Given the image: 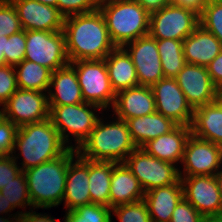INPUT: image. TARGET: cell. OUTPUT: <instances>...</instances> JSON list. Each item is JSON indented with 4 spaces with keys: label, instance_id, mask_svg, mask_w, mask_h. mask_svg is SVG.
<instances>
[{
    "label": "cell",
    "instance_id": "obj_20",
    "mask_svg": "<svg viewBox=\"0 0 222 222\" xmlns=\"http://www.w3.org/2000/svg\"><path fill=\"white\" fill-rule=\"evenodd\" d=\"M54 87L53 93L51 88ZM49 106L74 105L84 102L75 68L69 63L51 73L48 90Z\"/></svg>",
    "mask_w": 222,
    "mask_h": 222
},
{
    "label": "cell",
    "instance_id": "obj_10",
    "mask_svg": "<svg viewBox=\"0 0 222 222\" xmlns=\"http://www.w3.org/2000/svg\"><path fill=\"white\" fill-rule=\"evenodd\" d=\"M25 60L45 66L52 72L68 65L63 31H26Z\"/></svg>",
    "mask_w": 222,
    "mask_h": 222
},
{
    "label": "cell",
    "instance_id": "obj_23",
    "mask_svg": "<svg viewBox=\"0 0 222 222\" xmlns=\"http://www.w3.org/2000/svg\"><path fill=\"white\" fill-rule=\"evenodd\" d=\"M182 198L183 187L179 181L145 192L143 200L152 222H170L172 213Z\"/></svg>",
    "mask_w": 222,
    "mask_h": 222
},
{
    "label": "cell",
    "instance_id": "obj_18",
    "mask_svg": "<svg viewBox=\"0 0 222 222\" xmlns=\"http://www.w3.org/2000/svg\"><path fill=\"white\" fill-rule=\"evenodd\" d=\"M112 107L117 118L124 121L153 114L156 112L153 90L149 86L137 85L119 91Z\"/></svg>",
    "mask_w": 222,
    "mask_h": 222
},
{
    "label": "cell",
    "instance_id": "obj_38",
    "mask_svg": "<svg viewBox=\"0 0 222 222\" xmlns=\"http://www.w3.org/2000/svg\"><path fill=\"white\" fill-rule=\"evenodd\" d=\"M95 0H58L57 8L64 17L93 12L98 9Z\"/></svg>",
    "mask_w": 222,
    "mask_h": 222
},
{
    "label": "cell",
    "instance_id": "obj_21",
    "mask_svg": "<svg viewBox=\"0 0 222 222\" xmlns=\"http://www.w3.org/2000/svg\"><path fill=\"white\" fill-rule=\"evenodd\" d=\"M191 128L186 125H177L169 133L150 140L142 148L150 155L170 163L182 162L184 148Z\"/></svg>",
    "mask_w": 222,
    "mask_h": 222
},
{
    "label": "cell",
    "instance_id": "obj_45",
    "mask_svg": "<svg viewBox=\"0 0 222 222\" xmlns=\"http://www.w3.org/2000/svg\"><path fill=\"white\" fill-rule=\"evenodd\" d=\"M149 12L157 10L167 3V0H137Z\"/></svg>",
    "mask_w": 222,
    "mask_h": 222
},
{
    "label": "cell",
    "instance_id": "obj_16",
    "mask_svg": "<svg viewBox=\"0 0 222 222\" xmlns=\"http://www.w3.org/2000/svg\"><path fill=\"white\" fill-rule=\"evenodd\" d=\"M175 79L193 109L217 100V87L206 66L186 64Z\"/></svg>",
    "mask_w": 222,
    "mask_h": 222
},
{
    "label": "cell",
    "instance_id": "obj_11",
    "mask_svg": "<svg viewBox=\"0 0 222 222\" xmlns=\"http://www.w3.org/2000/svg\"><path fill=\"white\" fill-rule=\"evenodd\" d=\"M48 95L18 88L0 110V115L18 128L49 118Z\"/></svg>",
    "mask_w": 222,
    "mask_h": 222
},
{
    "label": "cell",
    "instance_id": "obj_26",
    "mask_svg": "<svg viewBox=\"0 0 222 222\" xmlns=\"http://www.w3.org/2000/svg\"><path fill=\"white\" fill-rule=\"evenodd\" d=\"M112 90L119 91L139 85L136 69L123 47H116L105 58Z\"/></svg>",
    "mask_w": 222,
    "mask_h": 222
},
{
    "label": "cell",
    "instance_id": "obj_40",
    "mask_svg": "<svg viewBox=\"0 0 222 222\" xmlns=\"http://www.w3.org/2000/svg\"><path fill=\"white\" fill-rule=\"evenodd\" d=\"M202 215L184 197L172 213L170 222H201Z\"/></svg>",
    "mask_w": 222,
    "mask_h": 222
},
{
    "label": "cell",
    "instance_id": "obj_24",
    "mask_svg": "<svg viewBox=\"0 0 222 222\" xmlns=\"http://www.w3.org/2000/svg\"><path fill=\"white\" fill-rule=\"evenodd\" d=\"M145 191L124 163L113 167L110 184V208L143 200Z\"/></svg>",
    "mask_w": 222,
    "mask_h": 222
},
{
    "label": "cell",
    "instance_id": "obj_37",
    "mask_svg": "<svg viewBox=\"0 0 222 222\" xmlns=\"http://www.w3.org/2000/svg\"><path fill=\"white\" fill-rule=\"evenodd\" d=\"M18 89L16 72L13 66L7 64L0 67V105L3 106L7 100Z\"/></svg>",
    "mask_w": 222,
    "mask_h": 222
},
{
    "label": "cell",
    "instance_id": "obj_12",
    "mask_svg": "<svg viewBox=\"0 0 222 222\" xmlns=\"http://www.w3.org/2000/svg\"><path fill=\"white\" fill-rule=\"evenodd\" d=\"M180 181L183 197L202 215L222 214V200L215 175L184 176Z\"/></svg>",
    "mask_w": 222,
    "mask_h": 222
},
{
    "label": "cell",
    "instance_id": "obj_44",
    "mask_svg": "<svg viewBox=\"0 0 222 222\" xmlns=\"http://www.w3.org/2000/svg\"><path fill=\"white\" fill-rule=\"evenodd\" d=\"M65 222H68L67 217L64 219ZM19 222H57L48 215H41L40 213L36 214V212H21L19 216Z\"/></svg>",
    "mask_w": 222,
    "mask_h": 222
},
{
    "label": "cell",
    "instance_id": "obj_28",
    "mask_svg": "<svg viewBox=\"0 0 222 222\" xmlns=\"http://www.w3.org/2000/svg\"><path fill=\"white\" fill-rule=\"evenodd\" d=\"M117 163L89 160V190L91 203L110 207V184Z\"/></svg>",
    "mask_w": 222,
    "mask_h": 222
},
{
    "label": "cell",
    "instance_id": "obj_22",
    "mask_svg": "<svg viewBox=\"0 0 222 222\" xmlns=\"http://www.w3.org/2000/svg\"><path fill=\"white\" fill-rule=\"evenodd\" d=\"M222 50V43L199 25L183 40V52L187 64L207 66Z\"/></svg>",
    "mask_w": 222,
    "mask_h": 222
},
{
    "label": "cell",
    "instance_id": "obj_1",
    "mask_svg": "<svg viewBox=\"0 0 222 222\" xmlns=\"http://www.w3.org/2000/svg\"><path fill=\"white\" fill-rule=\"evenodd\" d=\"M63 32L69 62L101 60L116 48L99 9L65 17Z\"/></svg>",
    "mask_w": 222,
    "mask_h": 222
},
{
    "label": "cell",
    "instance_id": "obj_17",
    "mask_svg": "<svg viewBox=\"0 0 222 222\" xmlns=\"http://www.w3.org/2000/svg\"><path fill=\"white\" fill-rule=\"evenodd\" d=\"M16 8L23 30L63 31L64 16L58 8L35 0H10Z\"/></svg>",
    "mask_w": 222,
    "mask_h": 222
},
{
    "label": "cell",
    "instance_id": "obj_13",
    "mask_svg": "<svg viewBox=\"0 0 222 222\" xmlns=\"http://www.w3.org/2000/svg\"><path fill=\"white\" fill-rule=\"evenodd\" d=\"M151 88L155 97L156 112L171 119L177 125L190 127L194 109L187 102L176 79L164 77Z\"/></svg>",
    "mask_w": 222,
    "mask_h": 222
},
{
    "label": "cell",
    "instance_id": "obj_51",
    "mask_svg": "<svg viewBox=\"0 0 222 222\" xmlns=\"http://www.w3.org/2000/svg\"><path fill=\"white\" fill-rule=\"evenodd\" d=\"M19 216H20V213H18V215L16 214V216L12 218L11 220H9V217L8 219L7 218L4 219L0 217V222H19Z\"/></svg>",
    "mask_w": 222,
    "mask_h": 222
},
{
    "label": "cell",
    "instance_id": "obj_39",
    "mask_svg": "<svg viewBox=\"0 0 222 222\" xmlns=\"http://www.w3.org/2000/svg\"><path fill=\"white\" fill-rule=\"evenodd\" d=\"M18 127L0 115V152L13 155Z\"/></svg>",
    "mask_w": 222,
    "mask_h": 222
},
{
    "label": "cell",
    "instance_id": "obj_2",
    "mask_svg": "<svg viewBox=\"0 0 222 222\" xmlns=\"http://www.w3.org/2000/svg\"><path fill=\"white\" fill-rule=\"evenodd\" d=\"M77 154L69 148L62 156L23 171L35 208L55 207L63 201L69 162Z\"/></svg>",
    "mask_w": 222,
    "mask_h": 222
},
{
    "label": "cell",
    "instance_id": "obj_9",
    "mask_svg": "<svg viewBox=\"0 0 222 222\" xmlns=\"http://www.w3.org/2000/svg\"><path fill=\"white\" fill-rule=\"evenodd\" d=\"M123 163L138 179L145 192L180 181V170L173 163L155 158L143 148L137 147Z\"/></svg>",
    "mask_w": 222,
    "mask_h": 222
},
{
    "label": "cell",
    "instance_id": "obj_33",
    "mask_svg": "<svg viewBox=\"0 0 222 222\" xmlns=\"http://www.w3.org/2000/svg\"><path fill=\"white\" fill-rule=\"evenodd\" d=\"M199 23L222 43V0H207Z\"/></svg>",
    "mask_w": 222,
    "mask_h": 222
},
{
    "label": "cell",
    "instance_id": "obj_30",
    "mask_svg": "<svg viewBox=\"0 0 222 222\" xmlns=\"http://www.w3.org/2000/svg\"><path fill=\"white\" fill-rule=\"evenodd\" d=\"M162 70L165 78H175L187 64L183 41L173 39H156Z\"/></svg>",
    "mask_w": 222,
    "mask_h": 222
},
{
    "label": "cell",
    "instance_id": "obj_50",
    "mask_svg": "<svg viewBox=\"0 0 222 222\" xmlns=\"http://www.w3.org/2000/svg\"><path fill=\"white\" fill-rule=\"evenodd\" d=\"M35 1L57 8V1L58 0H35Z\"/></svg>",
    "mask_w": 222,
    "mask_h": 222
},
{
    "label": "cell",
    "instance_id": "obj_7",
    "mask_svg": "<svg viewBox=\"0 0 222 222\" xmlns=\"http://www.w3.org/2000/svg\"><path fill=\"white\" fill-rule=\"evenodd\" d=\"M75 68L84 102L102 110L113 106L115 92L112 90L105 60H79L70 62Z\"/></svg>",
    "mask_w": 222,
    "mask_h": 222
},
{
    "label": "cell",
    "instance_id": "obj_34",
    "mask_svg": "<svg viewBox=\"0 0 222 222\" xmlns=\"http://www.w3.org/2000/svg\"><path fill=\"white\" fill-rule=\"evenodd\" d=\"M120 222H152L144 200L116 206L111 209Z\"/></svg>",
    "mask_w": 222,
    "mask_h": 222
},
{
    "label": "cell",
    "instance_id": "obj_4",
    "mask_svg": "<svg viewBox=\"0 0 222 222\" xmlns=\"http://www.w3.org/2000/svg\"><path fill=\"white\" fill-rule=\"evenodd\" d=\"M99 118L77 153L91 161L123 163L137 147L131 139L127 122L117 118L104 124ZM116 121V122H115Z\"/></svg>",
    "mask_w": 222,
    "mask_h": 222
},
{
    "label": "cell",
    "instance_id": "obj_48",
    "mask_svg": "<svg viewBox=\"0 0 222 222\" xmlns=\"http://www.w3.org/2000/svg\"><path fill=\"white\" fill-rule=\"evenodd\" d=\"M201 222H222V214L220 215H205Z\"/></svg>",
    "mask_w": 222,
    "mask_h": 222
},
{
    "label": "cell",
    "instance_id": "obj_29",
    "mask_svg": "<svg viewBox=\"0 0 222 222\" xmlns=\"http://www.w3.org/2000/svg\"><path fill=\"white\" fill-rule=\"evenodd\" d=\"M14 68L18 88L39 92L49 90L52 71L47 67L24 59Z\"/></svg>",
    "mask_w": 222,
    "mask_h": 222
},
{
    "label": "cell",
    "instance_id": "obj_3",
    "mask_svg": "<svg viewBox=\"0 0 222 222\" xmlns=\"http://www.w3.org/2000/svg\"><path fill=\"white\" fill-rule=\"evenodd\" d=\"M23 155L22 171L62 156L72 145L66 146L50 118L18 128L14 149Z\"/></svg>",
    "mask_w": 222,
    "mask_h": 222
},
{
    "label": "cell",
    "instance_id": "obj_46",
    "mask_svg": "<svg viewBox=\"0 0 222 222\" xmlns=\"http://www.w3.org/2000/svg\"><path fill=\"white\" fill-rule=\"evenodd\" d=\"M13 209L14 207L11 205V203H8L6 197L3 196L2 193L0 192V213L11 212V210Z\"/></svg>",
    "mask_w": 222,
    "mask_h": 222
},
{
    "label": "cell",
    "instance_id": "obj_31",
    "mask_svg": "<svg viewBox=\"0 0 222 222\" xmlns=\"http://www.w3.org/2000/svg\"><path fill=\"white\" fill-rule=\"evenodd\" d=\"M111 208L100 204H87L67 211L68 222H112Z\"/></svg>",
    "mask_w": 222,
    "mask_h": 222
},
{
    "label": "cell",
    "instance_id": "obj_35",
    "mask_svg": "<svg viewBox=\"0 0 222 222\" xmlns=\"http://www.w3.org/2000/svg\"><path fill=\"white\" fill-rule=\"evenodd\" d=\"M26 31L22 30L5 39L4 58L9 66H17L25 58Z\"/></svg>",
    "mask_w": 222,
    "mask_h": 222
},
{
    "label": "cell",
    "instance_id": "obj_41",
    "mask_svg": "<svg viewBox=\"0 0 222 222\" xmlns=\"http://www.w3.org/2000/svg\"><path fill=\"white\" fill-rule=\"evenodd\" d=\"M17 158L19 157H15L14 155H6L0 161V190L22 172L21 168H19L16 163Z\"/></svg>",
    "mask_w": 222,
    "mask_h": 222
},
{
    "label": "cell",
    "instance_id": "obj_32",
    "mask_svg": "<svg viewBox=\"0 0 222 222\" xmlns=\"http://www.w3.org/2000/svg\"><path fill=\"white\" fill-rule=\"evenodd\" d=\"M0 192L14 208L19 206L23 208L24 206L30 205L33 207L29 197L26 177L23 171L11 180L10 183L6 184Z\"/></svg>",
    "mask_w": 222,
    "mask_h": 222
},
{
    "label": "cell",
    "instance_id": "obj_6",
    "mask_svg": "<svg viewBox=\"0 0 222 222\" xmlns=\"http://www.w3.org/2000/svg\"><path fill=\"white\" fill-rule=\"evenodd\" d=\"M91 108L102 111L100 107L86 102L74 105L49 106V118L66 146L69 144V134L76 138L75 144H78L76 150L89 137L99 119ZM66 131L69 133L67 134Z\"/></svg>",
    "mask_w": 222,
    "mask_h": 222
},
{
    "label": "cell",
    "instance_id": "obj_19",
    "mask_svg": "<svg viewBox=\"0 0 222 222\" xmlns=\"http://www.w3.org/2000/svg\"><path fill=\"white\" fill-rule=\"evenodd\" d=\"M69 162L65 194L63 200L67 211L75 210L80 206L91 204L89 190V160L82 158L78 153Z\"/></svg>",
    "mask_w": 222,
    "mask_h": 222
},
{
    "label": "cell",
    "instance_id": "obj_15",
    "mask_svg": "<svg viewBox=\"0 0 222 222\" xmlns=\"http://www.w3.org/2000/svg\"><path fill=\"white\" fill-rule=\"evenodd\" d=\"M123 48L132 59L139 85L152 87L164 78L156 39L147 35L126 43Z\"/></svg>",
    "mask_w": 222,
    "mask_h": 222
},
{
    "label": "cell",
    "instance_id": "obj_52",
    "mask_svg": "<svg viewBox=\"0 0 222 222\" xmlns=\"http://www.w3.org/2000/svg\"><path fill=\"white\" fill-rule=\"evenodd\" d=\"M217 101L222 105V85L217 88Z\"/></svg>",
    "mask_w": 222,
    "mask_h": 222
},
{
    "label": "cell",
    "instance_id": "obj_27",
    "mask_svg": "<svg viewBox=\"0 0 222 222\" xmlns=\"http://www.w3.org/2000/svg\"><path fill=\"white\" fill-rule=\"evenodd\" d=\"M131 139L138 148H142L150 140L169 133L177 124L161 113L131 118L126 120Z\"/></svg>",
    "mask_w": 222,
    "mask_h": 222
},
{
    "label": "cell",
    "instance_id": "obj_54",
    "mask_svg": "<svg viewBox=\"0 0 222 222\" xmlns=\"http://www.w3.org/2000/svg\"><path fill=\"white\" fill-rule=\"evenodd\" d=\"M6 155L0 152V161L5 157Z\"/></svg>",
    "mask_w": 222,
    "mask_h": 222
},
{
    "label": "cell",
    "instance_id": "obj_53",
    "mask_svg": "<svg viewBox=\"0 0 222 222\" xmlns=\"http://www.w3.org/2000/svg\"><path fill=\"white\" fill-rule=\"evenodd\" d=\"M97 2V4L99 5L100 3H103L105 1H109V0H95Z\"/></svg>",
    "mask_w": 222,
    "mask_h": 222
},
{
    "label": "cell",
    "instance_id": "obj_8",
    "mask_svg": "<svg viewBox=\"0 0 222 222\" xmlns=\"http://www.w3.org/2000/svg\"><path fill=\"white\" fill-rule=\"evenodd\" d=\"M200 25L199 16L181 6L166 3L150 12L148 35L154 39L183 41Z\"/></svg>",
    "mask_w": 222,
    "mask_h": 222
},
{
    "label": "cell",
    "instance_id": "obj_5",
    "mask_svg": "<svg viewBox=\"0 0 222 222\" xmlns=\"http://www.w3.org/2000/svg\"><path fill=\"white\" fill-rule=\"evenodd\" d=\"M98 9L116 47L148 35L150 12L137 0H109Z\"/></svg>",
    "mask_w": 222,
    "mask_h": 222
},
{
    "label": "cell",
    "instance_id": "obj_14",
    "mask_svg": "<svg viewBox=\"0 0 222 222\" xmlns=\"http://www.w3.org/2000/svg\"><path fill=\"white\" fill-rule=\"evenodd\" d=\"M185 176L216 175L222 164V146L190 135L182 160Z\"/></svg>",
    "mask_w": 222,
    "mask_h": 222
},
{
    "label": "cell",
    "instance_id": "obj_43",
    "mask_svg": "<svg viewBox=\"0 0 222 222\" xmlns=\"http://www.w3.org/2000/svg\"><path fill=\"white\" fill-rule=\"evenodd\" d=\"M206 1L207 0H167V3L181 6L184 9L196 13L200 17V15L203 13Z\"/></svg>",
    "mask_w": 222,
    "mask_h": 222
},
{
    "label": "cell",
    "instance_id": "obj_47",
    "mask_svg": "<svg viewBox=\"0 0 222 222\" xmlns=\"http://www.w3.org/2000/svg\"><path fill=\"white\" fill-rule=\"evenodd\" d=\"M5 39H8V36H0V67L6 64L4 58Z\"/></svg>",
    "mask_w": 222,
    "mask_h": 222
},
{
    "label": "cell",
    "instance_id": "obj_42",
    "mask_svg": "<svg viewBox=\"0 0 222 222\" xmlns=\"http://www.w3.org/2000/svg\"><path fill=\"white\" fill-rule=\"evenodd\" d=\"M206 67L213 84L218 88L222 85V50Z\"/></svg>",
    "mask_w": 222,
    "mask_h": 222
},
{
    "label": "cell",
    "instance_id": "obj_25",
    "mask_svg": "<svg viewBox=\"0 0 222 222\" xmlns=\"http://www.w3.org/2000/svg\"><path fill=\"white\" fill-rule=\"evenodd\" d=\"M191 134L222 146V105L216 100L194 109Z\"/></svg>",
    "mask_w": 222,
    "mask_h": 222
},
{
    "label": "cell",
    "instance_id": "obj_49",
    "mask_svg": "<svg viewBox=\"0 0 222 222\" xmlns=\"http://www.w3.org/2000/svg\"><path fill=\"white\" fill-rule=\"evenodd\" d=\"M216 180L218 182V187H219V190H220V195H221V200H222V171H218L216 173Z\"/></svg>",
    "mask_w": 222,
    "mask_h": 222
},
{
    "label": "cell",
    "instance_id": "obj_36",
    "mask_svg": "<svg viewBox=\"0 0 222 222\" xmlns=\"http://www.w3.org/2000/svg\"><path fill=\"white\" fill-rule=\"evenodd\" d=\"M21 21L10 0L0 2V36H11L22 31Z\"/></svg>",
    "mask_w": 222,
    "mask_h": 222
}]
</instances>
